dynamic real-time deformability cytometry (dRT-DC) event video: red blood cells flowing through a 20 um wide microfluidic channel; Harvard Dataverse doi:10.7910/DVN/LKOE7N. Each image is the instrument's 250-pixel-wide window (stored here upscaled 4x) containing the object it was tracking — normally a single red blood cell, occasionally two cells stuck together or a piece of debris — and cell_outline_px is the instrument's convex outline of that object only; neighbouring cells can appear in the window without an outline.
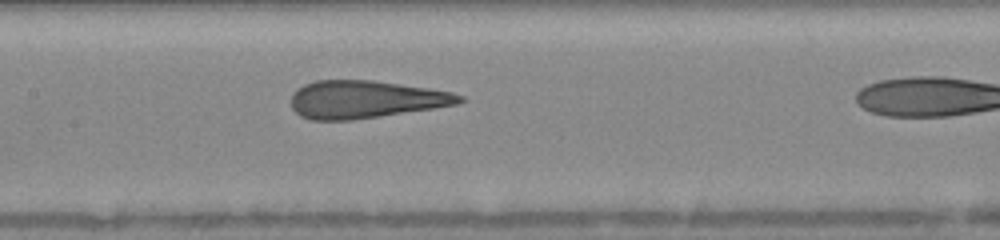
{"species": "human", "species_latin": "Homo sapiens", "temperature_condition": "warm", "stored_images_in_passage": 35, "camera_frame_rate_fps": 3000, "um_per_image_px": 0.085, "donor": {"sex": "female"}, "frame": {"image": 1, "passage_image": 26, "time_ms": 3.667, "image_size_px": [1000, 240], "cell_outline_px": [[464, 100], [456, 104], [432, 108], [380, 116], [352, 120], [308, 120], [300, 116], [292, 108], [292, 92], [296, 88], [304, 84], [316, 80], [372, 80], [428, 88], [452, 92], [464, 96]], "centroid_in_image_um": [31.01, 8.45], "position_along_channel_um": 176.4, "area_um2": 36.88}}